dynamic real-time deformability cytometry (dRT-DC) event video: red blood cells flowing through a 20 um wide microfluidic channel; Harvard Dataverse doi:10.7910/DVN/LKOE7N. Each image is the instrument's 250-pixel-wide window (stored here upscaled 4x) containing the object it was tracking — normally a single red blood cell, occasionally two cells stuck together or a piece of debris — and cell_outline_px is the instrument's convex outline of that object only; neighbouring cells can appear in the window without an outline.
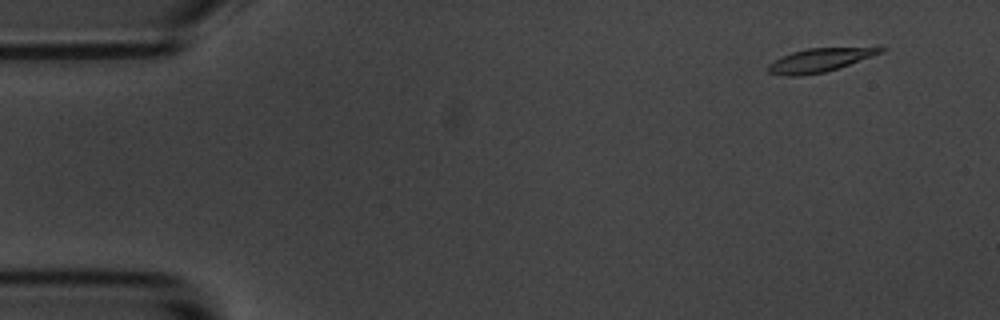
{"species": "common noctule bat (a hibernating species)", "species_latin": "Nyctalus noctula", "temperature_condition": "room temperature", "stored_images_in_passage": 5, "camera_frame_rate_fps": 3000, "um_per_image_px": 0.085, "animal": {"sex": "male", "body_mass_g": 20.1, "forearm_length_mm": 53.5}, "frame": {"image": 1, "passage_image": 1, "time_ms": 0.0, "image_size_px": [1000, 320], "cell_outline_px": [[888, 48], [884, 52], [824, 72], [800, 76], [784, 76], [768, 72], [764, 68], [768, 64], [792, 52], [808, 48]], "centroid_in_image_um": [69.58, 5.13], "position_along_channel_um": 15.4, "area_um2": 15.03}}
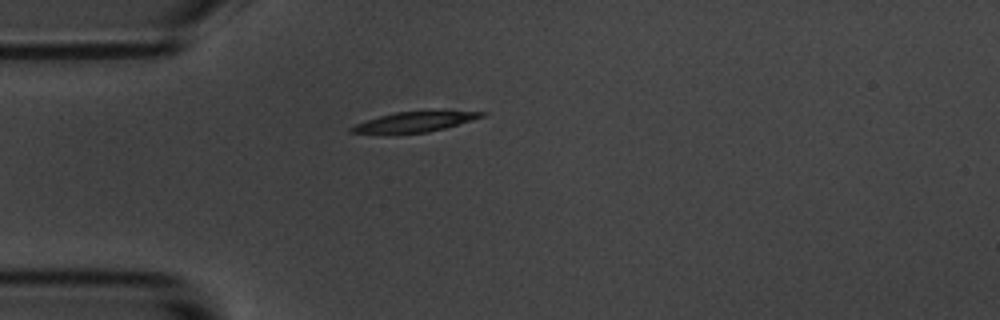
{"frame": {"image": 2, "passage_image": 4, "time_ms": 3.667, "image_size_px": [1000, 320], "cell_outline_px": [[488, 112], [484, 116], [444, 128], [428, 132], [396, 136], [348, 132], [348, 128], [356, 124], [380, 116], [396, 112], [428, 108], [432, 108]], "centroid_in_image_um": [35.25, 10.34], "position_along_channel_um": 49.8, "area_um2": 16.7}}